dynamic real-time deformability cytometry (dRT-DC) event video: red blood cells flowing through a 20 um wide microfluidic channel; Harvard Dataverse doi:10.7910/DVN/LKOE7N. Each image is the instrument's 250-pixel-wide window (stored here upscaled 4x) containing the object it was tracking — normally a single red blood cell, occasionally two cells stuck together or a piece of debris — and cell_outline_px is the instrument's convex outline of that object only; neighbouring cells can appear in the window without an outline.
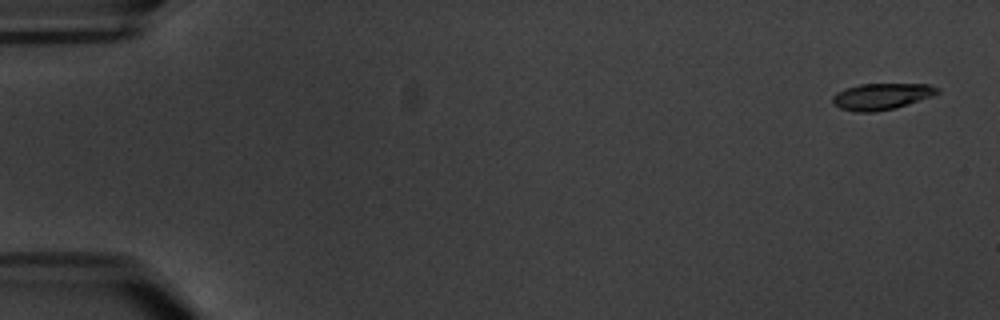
{"species": "common noctule bat (a hibernating species)", "species_latin": "Nyctalus noctula", "temperature_condition": "warm", "stored_images_in_passage": 7, "camera_frame_rate_fps": 3000, "um_per_image_px": 0.085, "animal": {"sex": "male", "body_mass_g": 20.1, "forearm_length_mm": 53.5}, "frame": {"image": 1, "passage_image": 1, "time_ms": 0.0, "image_size_px": [1000, 320], "cell_outline_px": [[940, 92], [932, 96], [896, 108], [876, 112], [856, 112], [840, 108], [832, 104], [832, 96], [836, 92], [844, 88], [860, 84], [928, 84], [940, 88]], "centroid_in_image_um": [74.91, 8.19], "position_along_channel_um": 10.1, "area_um2": 16.3}}